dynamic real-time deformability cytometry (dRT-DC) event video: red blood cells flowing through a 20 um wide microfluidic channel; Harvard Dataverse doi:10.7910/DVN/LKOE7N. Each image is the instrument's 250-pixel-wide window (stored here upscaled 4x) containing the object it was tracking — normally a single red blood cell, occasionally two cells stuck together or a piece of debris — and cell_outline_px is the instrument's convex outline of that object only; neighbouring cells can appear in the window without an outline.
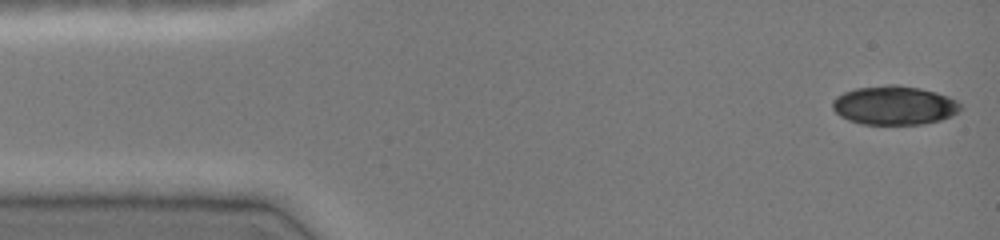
{"species": "common noctule bat (a hibernating species)", "species_latin": "Nyctalus noctula", "temperature_condition": "cold", "stored_images_in_passage": 46, "camera_frame_rate_fps": 3000, "um_per_image_px": 0.085, "animal": {"sex": "female", "body_mass_g": 19.0, "forearm_length_mm": 51.5}, "frame": {"image": 1, "passage_image": 1, "time_ms": 0.0, "image_size_px": [1000, 240], "cell_outline_px": [[964, 108], [952, 116], [940, 120], [924, 124], [864, 124], [848, 120], [840, 116], [832, 108], [832, 100], [836, 96], [844, 92], [856, 88], [888, 84], [896, 84], [920, 88], [936, 92], [948, 96], [956, 100]], "centroid_in_image_um": [76.02, 8.95], "position_along_channel_um": 9.0, "area_um2": 29.25}}
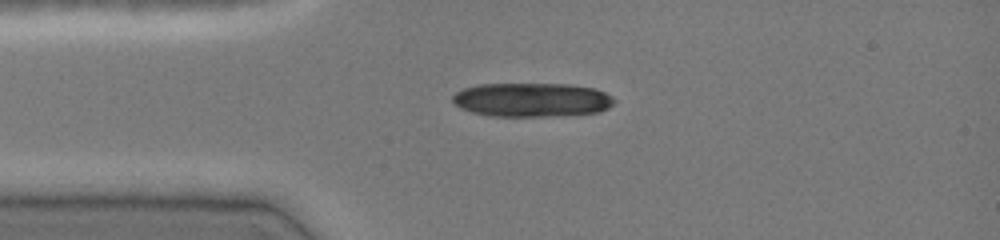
{"frame": {"image": 2, "passage_image": 10, "time_ms": 3.0, "image_size_px": [1000, 240], "cell_outline_px": [[616, 100], [608, 108], [600, 112], [548, 116], [488, 116], [472, 112], [460, 108], [452, 100], [452, 96], [456, 92], [464, 88], [480, 84], [568, 84], [596, 88], [612, 96]], "centroid_in_image_um": [45.21, 8.48], "position_along_channel_um": 39.8, "area_um2": 32.08}}